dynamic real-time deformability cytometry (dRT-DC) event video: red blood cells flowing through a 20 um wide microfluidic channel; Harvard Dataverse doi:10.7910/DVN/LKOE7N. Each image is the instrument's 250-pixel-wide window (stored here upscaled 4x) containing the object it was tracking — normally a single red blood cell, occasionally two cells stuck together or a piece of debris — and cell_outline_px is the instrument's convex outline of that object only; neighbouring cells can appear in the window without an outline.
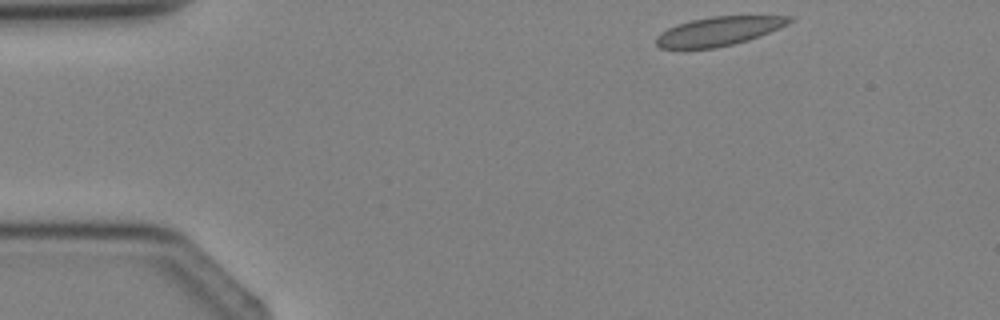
{"species": "Egyptian fruit bat (a non-hibernating species)", "species_latin": "Rousettus aegyptiacus", "temperature_condition": "cold", "stored_images_in_passage": 2, "camera_frame_rate_fps": 3000, "um_per_image_px": 0.085, "animal": {"sex": "female"}, "frame": {"image": 1, "passage_image": 1, "time_ms": 0.0, "image_size_px": [1000, 320], "cell_outline_px": [[792, 20], [788, 24], [760, 36], [748, 40], [716, 48], [660, 48], [656, 44], [656, 36], [660, 32], [676, 24], [692, 20], [712, 16], [792, 16]], "centroid_in_image_um": [61.07, 2.65], "position_along_channel_um": 23.9, "area_um2": 22.31}}
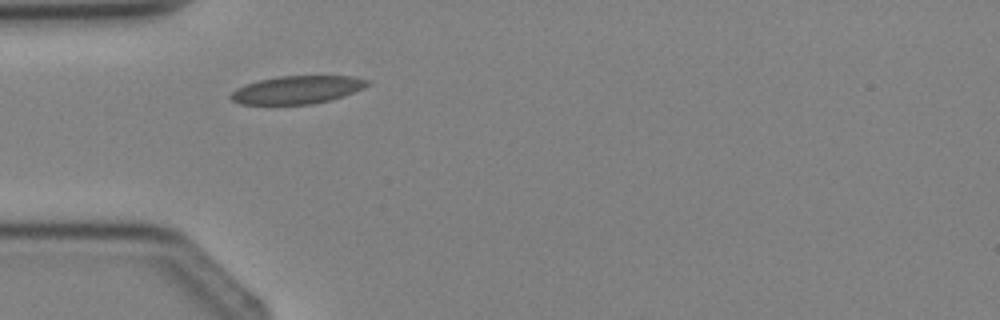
{"frame": {"image": 2, "passage_image": 2, "time_ms": 2.0, "image_size_px": [1000, 320], "cell_outline_px": [[372, 84], [364, 88], [344, 96], [312, 104], [240, 104], [232, 100], [228, 96], [236, 88], [244, 84], [260, 80], [280, 76], [352, 76], [372, 80]], "centroid_in_image_um": [25.29, 7.62], "position_along_channel_um": 59.7, "area_um2": 22.37}}